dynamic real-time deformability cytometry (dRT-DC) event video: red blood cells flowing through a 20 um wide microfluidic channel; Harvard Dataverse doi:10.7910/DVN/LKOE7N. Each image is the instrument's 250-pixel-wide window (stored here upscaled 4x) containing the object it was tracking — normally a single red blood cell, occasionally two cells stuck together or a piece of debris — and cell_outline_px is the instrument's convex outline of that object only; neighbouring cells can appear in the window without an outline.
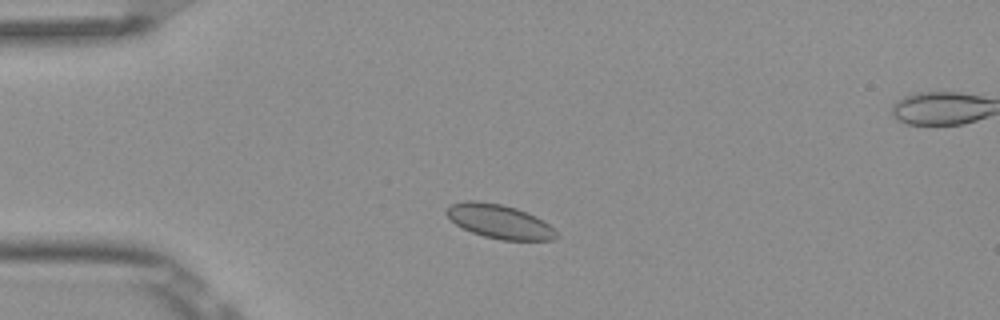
{"species": "Egyptian fruit bat (a non-hibernating species)", "species_latin": "Rousettus aegyptiacus", "temperature_condition": "room temperature", "stored_images_in_passage": 14, "segment_of_instrument_passage": [1, 2], "camera_frame_rate_fps": 3000, "um_per_image_px": 0.085, "frame": {"image": 1, "passage_image": 2, "time_ms": 0.333, "image_size_px": [1000, 320], "cell_outline_px": [[556, 236], [552, 240], [500, 240], [484, 236], [472, 232], [456, 224], [444, 212], [452, 204], [464, 200], [476, 200], [500, 204], [516, 208], [528, 212], [544, 220], [556, 232]], "centroid_in_image_um": [42.45, 18.81], "position_along_channel_um": 42.6, "area_um2": 21.62}}
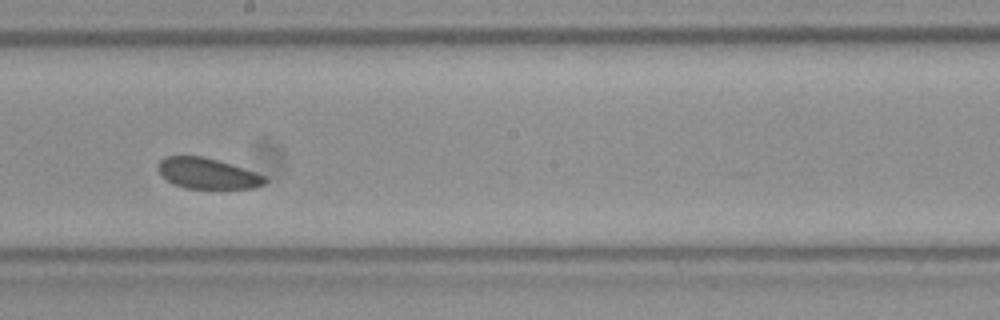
{"frame": {"image": 2, "passage_image": 7, "time_ms": 2.0, "image_size_px": [1000, 320], "cell_outline_px": [[268, 180], [264, 184], [252, 188], [184, 188], [172, 184], [160, 172], [160, 160], [164, 156], [204, 156], [232, 164], [268, 176]], "centroid_in_image_um": [17.69, 14.74], "position_along_channel_um": 230.5, "area_um2": 19.07}}
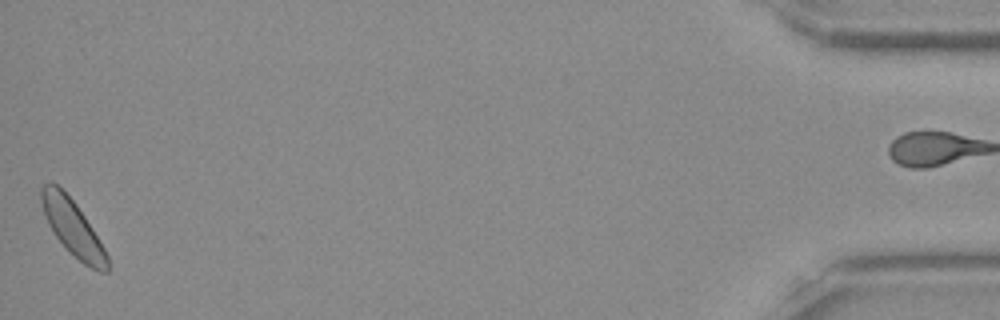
{"frame": {"image": 3, "passage_image": 13, "time_ms": 4.0, "image_size_px": [1000, 320], "cell_outline_px": [[108, 272], [100, 272], [84, 264], [56, 236], [48, 224], [40, 200], [40, 188], [44, 184], [52, 180], [76, 204], [92, 228], [104, 248], [108, 256]], "centroid_in_image_um": [6.17, 19.32], "position_along_channel_um": 429.0, "area_um2": 20.75}}